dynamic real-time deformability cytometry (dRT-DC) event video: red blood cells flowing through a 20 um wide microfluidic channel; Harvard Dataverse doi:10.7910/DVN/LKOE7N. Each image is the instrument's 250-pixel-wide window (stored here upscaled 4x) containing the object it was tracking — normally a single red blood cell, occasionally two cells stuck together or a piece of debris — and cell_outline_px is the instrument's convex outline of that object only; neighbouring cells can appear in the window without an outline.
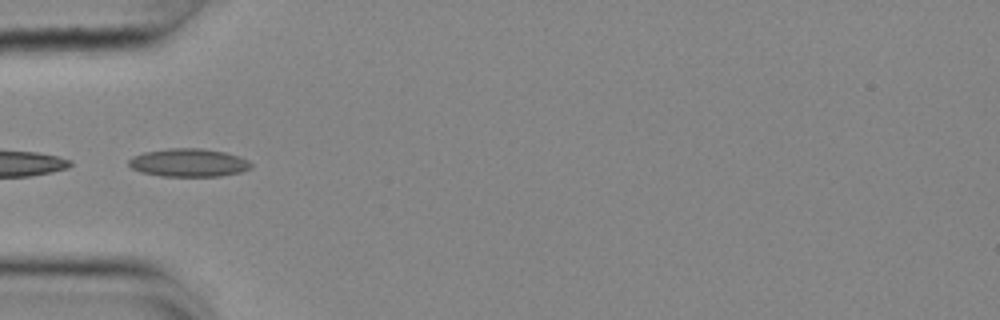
{"species": "common noctule bat (a hibernating species)", "species_latin": "Nyctalus noctula", "temperature_condition": "cold", "stored_images_in_passage": 6, "camera_frame_rate_fps": 3000, "um_per_image_px": 0.085, "animal": {"sex": "female", "body_mass_g": 25.1}, "frame": {"image": 1, "passage_image": 1, "time_ms": 0.0, "image_size_px": [1000, 320], "cell_outline_px": [[252, 168], [240, 172], [220, 176], [160, 176], [140, 172], [132, 168], [128, 164], [128, 160], [132, 156], [144, 152], [172, 148], [200, 148], [224, 152], [240, 156], [248, 160], [252, 164]], "centroid_in_image_um": [16.03, 13.83], "position_along_channel_um": 69.0, "area_um2": 20.11}}